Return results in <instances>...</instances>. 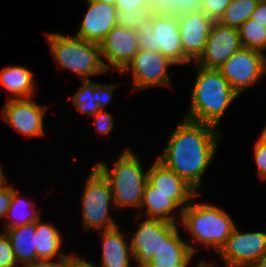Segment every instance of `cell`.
Here are the masks:
<instances>
[{
    "instance_id": "484cf974",
    "label": "cell",
    "mask_w": 266,
    "mask_h": 267,
    "mask_svg": "<svg viewBox=\"0 0 266 267\" xmlns=\"http://www.w3.org/2000/svg\"><path fill=\"white\" fill-rule=\"evenodd\" d=\"M243 48L264 53L266 50V27L251 18L238 28Z\"/></svg>"
},
{
    "instance_id": "e575fe53",
    "label": "cell",
    "mask_w": 266,
    "mask_h": 267,
    "mask_svg": "<svg viewBox=\"0 0 266 267\" xmlns=\"http://www.w3.org/2000/svg\"><path fill=\"white\" fill-rule=\"evenodd\" d=\"M117 85H109V84H98L96 87V98L97 104L100 106L101 109L108 105L110 99L113 96V90Z\"/></svg>"
},
{
    "instance_id": "603a6c76",
    "label": "cell",
    "mask_w": 266,
    "mask_h": 267,
    "mask_svg": "<svg viewBox=\"0 0 266 267\" xmlns=\"http://www.w3.org/2000/svg\"><path fill=\"white\" fill-rule=\"evenodd\" d=\"M40 221V218L36 221L35 230L37 259L52 260L58 256V260H63L67 254L58 255L63 243L60 231L54 225Z\"/></svg>"
},
{
    "instance_id": "4316f807",
    "label": "cell",
    "mask_w": 266,
    "mask_h": 267,
    "mask_svg": "<svg viewBox=\"0 0 266 267\" xmlns=\"http://www.w3.org/2000/svg\"><path fill=\"white\" fill-rule=\"evenodd\" d=\"M98 84L99 82L95 83L90 81V79L83 80V84L80 86L77 93L69 97V99H72L77 111L86 113L91 117L101 110L100 106L97 104L96 98V87Z\"/></svg>"
},
{
    "instance_id": "277c9868",
    "label": "cell",
    "mask_w": 266,
    "mask_h": 267,
    "mask_svg": "<svg viewBox=\"0 0 266 267\" xmlns=\"http://www.w3.org/2000/svg\"><path fill=\"white\" fill-rule=\"evenodd\" d=\"M46 37L60 68L77 73L82 81L89 80L92 75L106 72V62L101 58L100 44L77 36L55 33H48Z\"/></svg>"
},
{
    "instance_id": "8d00e7d4",
    "label": "cell",
    "mask_w": 266,
    "mask_h": 267,
    "mask_svg": "<svg viewBox=\"0 0 266 267\" xmlns=\"http://www.w3.org/2000/svg\"><path fill=\"white\" fill-rule=\"evenodd\" d=\"M115 6L117 10H125V12H135L142 8H150L145 0H117Z\"/></svg>"
},
{
    "instance_id": "ffe728a7",
    "label": "cell",
    "mask_w": 266,
    "mask_h": 267,
    "mask_svg": "<svg viewBox=\"0 0 266 267\" xmlns=\"http://www.w3.org/2000/svg\"><path fill=\"white\" fill-rule=\"evenodd\" d=\"M0 84L10 94L9 100L33 98L36 92L33 72L24 66L5 67L0 74Z\"/></svg>"
},
{
    "instance_id": "f6af8a7d",
    "label": "cell",
    "mask_w": 266,
    "mask_h": 267,
    "mask_svg": "<svg viewBox=\"0 0 266 267\" xmlns=\"http://www.w3.org/2000/svg\"><path fill=\"white\" fill-rule=\"evenodd\" d=\"M260 138L266 142V126H264L263 131L260 134Z\"/></svg>"
},
{
    "instance_id": "cb8c5ba5",
    "label": "cell",
    "mask_w": 266,
    "mask_h": 267,
    "mask_svg": "<svg viewBox=\"0 0 266 267\" xmlns=\"http://www.w3.org/2000/svg\"><path fill=\"white\" fill-rule=\"evenodd\" d=\"M25 201V202H24ZM32 201L27 202L26 200H23L19 196V192L14 189L13 187V197L10 203V206L7 211L6 217L11 219L10 221H6L4 224V228L8 229L11 227H17V226H23V225H28L32 224L35 221H37L40 218V212H36L34 206L31 204ZM27 207L29 209V214L28 212H22L24 207ZM31 206V207H30ZM22 210V211H21ZM13 217V218H12ZM15 219V220H14ZM8 222V223H7Z\"/></svg>"
},
{
    "instance_id": "d6a6232c",
    "label": "cell",
    "mask_w": 266,
    "mask_h": 267,
    "mask_svg": "<svg viewBox=\"0 0 266 267\" xmlns=\"http://www.w3.org/2000/svg\"><path fill=\"white\" fill-rule=\"evenodd\" d=\"M94 117V123L98 133L101 135H106L111 132L114 127V121L111 114L101 109L94 115Z\"/></svg>"
},
{
    "instance_id": "f1b7e54d",
    "label": "cell",
    "mask_w": 266,
    "mask_h": 267,
    "mask_svg": "<svg viewBox=\"0 0 266 267\" xmlns=\"http://www.w3.org/2000/svg\"><path fill=\"white\" fill-rule=\"evenodd\" d=\"M231 0H202V11L214 22L219 21Z\"/></svg>"
},
{
    "instance_id": "4fadbf2b",
    "label": "cell",
    "mask_w": 266,
    "mask_h": 267,
    "mask_svg": "<svg viewBox=\"0 0 266 267\" xmlns=\"http://www.w3.org/2000/svg\"><path fill=\"white\" fill-rule=\"evenodd\" d=\"M32 99H8L3 105L1 116L24 136H43V118L47 107L34 103Z\"/></svg>"
},
{
    "instance_id": "ab89813d",
    "label": "cell",
    "mask_w": 266,
    "mask_h": 267,
    "mask_svg": "<svg viewBox=\"0 0 266 267\" xmlns=\"http://www.w3.org/2000/svg\"><path fill=\"white\" fill-rule=\"evenodd\" d=\"M62 260L52 262V260L38 259L33 262L26 263L22 267H60Z\"/></svg>"
},
{
    "instance_id": "74e56055",
    "label": "cell",
    "mask_w": 266,
    "mask_h": 267,
    "mask_svg": "<svg viewBox=\"0 0 266 267\" xmlns=\"http://www.w3.org/2000/svg\"><path fill=\"white\" fill-rule=\"evenodd\" d=\"M60 267H96L90 261L82 260L81 257L77 258L75 255H67L61 263ZM98 267V266H97Z\"/></svg>"
},
{
    "instance_id": "d6986e66",
    "label": "cell",
    "mask_w": 266,
    "mask_h": 267,
    "mask_svg": "<svg viewBox=\"0 0 266 267\" xmlns=\"http://www.w3.org/2000/svg\"><path fill=\"white\" fill-rule=\"evenodd\" d=\"M183 241L177 231L153 256L147 267H187L196 248Z\"/></svg>"
},
{
    "instance_id": "1f68e13d",
    "label": "cell",
    "mask_w": 266,
    "mask_h": 267,
    "mask_svg": "<svg viewBox=\"0 0 266 267\" xmlns=\"http://www.w3.org/2000/svg\"><path fill=\"white\" fill-rule=\"evenodd\" d=\"M254 146V159L258 168V176L266 180V142L259 137Z\"/></svg>"
},
{
    "instance_id": "30bf717a",
    "label": "cell",
    "mask_w": 266,
    "mask_h": 267,
    "mask_svg": "<svg viewBox=\"0 0 266 267\" xmlns=\"http://www.w3.org/2000/svg\"><path fill=\"white\" fill-rule=\"evenodd\" d=\"M266 252V233H240L235 226L226 243L218 251L226 267H253Z\"/></svg>"
},
{
    "instance_id": "7c38bea8",
    "label": "cell",
    "mask_w": 266,
    "mask_h": 267,
    "mask_svg": "<svg viewBox=\"0 0 266 267\" xmlns=\"http://www.w3.org/2000/svg\"><path fill=\"white\" fill-rule=\"evenodd\" d=\"M242 48L239 30L215 21L204 50L195 62L197 66L203 68L218 69L231 55Z\"/></svg>"
},
{
    "instance_id": "e0dca14e",
    "label": "cell",
    "mask_w": 266,
    "mask_h": 267,
    "mask_svg": "<svg viewBox=\"0 0 266 267\" xmlns=\"http://www.w3.org/2000/svg\"><path fill=\"white\" fill-rule=\"evenodd\" d=\"M196 193H163L155 191L148 182L145 185L140 208H146L147 218H158L178 223L171 214L176 208H181L179 217L182 219V210L192 202Z\"/></svg>"
},
{
    "instance_id": "52a82bcc",
    "label": "cell",
    "mask_w": 266,
    "mask_h": 267,
    "mask_svg": "<svg viewBox=\"0 0 266 267\" xmlns=\"http://www.w3.org/2000/svg\"><path fill=\"white\" fill-rule=\"evenodd\" d=\"M83 194V226L99 231L117 227L110 216V206H114L112 187L108 179L94 165L86 180Z\"/></svg>"
},
{
    "instance_id": "5bb4252c",
    "label": "cell",
    "mask_w": 266,
    "mask_h": 267,
    "mask_svg": "<svg viewBox=\"0 0 266 267\" xmlns=\"http://www.w3.org/2000/svg\"><path fill=\"white\" fill-rule=\"evenodd\" d=\"M137 40L135 30L119 25L113 27L100 43L101 57L110 63H105V70L108 71L112 66L121 73L139 50Z\"/></svg>"
},
{
    "instance_id": "2e32d148",
    "label": "cell",
    "mask_w": 266,
    "mask_h": 267,
    "mask_svg": "<svg viewBox=\"0 0 266 267\" xmlns=\"http://www.w3.org/2000/svg\"><path fill=\"white\" fill-rule=\"evenodd\" d=\"M86 2L88 9L75 36L100 44L108 32L117 25L118 11L116 6L104 2L96 0H86Z\"/></svg>"
},
{
    "instance_id": "ee69618b",
    "label": "cell",
    "mask_w": 266,
    "mask_h": 267,
    "mask_svg": "<svg viewBox=\"0 0 266 267\" xmlns=\"http://www.w3.org/2000/svg\"><path fill=\"white\" fill-rule=\"evenodd\" d=\"M96 1L104 2V3H107V4L115 6L117 0H96Z\"/></svg>"
},
{
    "instance_id": "9c48e42d",
    "label": "cell",
    "mask_w": 266,
    "mask_h": 267,
    "mask_svg": "<svg viewBox=\"0 0 266 267\" xmlns=\"http://www.w3.org/2000/svg\"><path fill=\"white\" fill-rule=\"evenodd\" d=\"M177 231L178 227L176 224L167 220L147 218L141 222L130 240L133 258L139 264L137 266L147 267L155 253Z\"/></svg>"
},
{
    "instance_id": "44dd1931",
    "label": "cell",
    "mask_w": 266,
    "mask_h": 267,
    "mask_svg": "<svg viewBox=\"0 0 266 267\" xmlns=\"http://www.w3.org/2000/svg\"><path fill=\"white\" fill-rule=\"evenodd\" d=\"M36 221L32 224L11 227L3 230L11 243L18 263L23 265L37 259L36 252Z\"/></svg>"
},
{
    "instance_id": "f35d334b",
    "label": "cell",
    "mask_w": 266,
    "mask_h": 267,
    "mask_svg": "<svg viewBox=\"0 0 266 267\" xmlns=\"http://www.w3.org/2000/svg\"><path fill=\"white\" fill-rule=\"evenodd\" d=\"M251 19L266 27V0H260L258 2Z\"/></svg>"
},
{
    "instance_id": "7402d4cb",
    "label": "cell",
    "mask_w": 266,
    "mask_h": 267,
    "mask_svg": "<svg viewBox=\"0 0 266 267\" xmlns=\"http://www.w3.org/2000/svg\"><path fill=\"white\" fill-rule=\"evenodd\" d=\"M148 183L157 192L163 193H196V190L175 172L165 167L157 159L147 170Z\"/></svg>"
},
{
    "instance_id": "8992f818",
    "label": "cell",
    "mask_w": 266,
    "mask_h": 267,
    "mask_svg": "<svg viewBox=\"0 0 266 267\" xmlns=\"http://www.w3.org/2000/svg\"><path fill=\"white\" fill-rule=\"evenodd\" d=\"M136 33L139 49L160 52L174 64L191 61L183 52L177 17L151 13Z\"/></svg>"
},
{
    "instance_id": "d590c367",
    "label": "cell",
    "mask_w": 266,
    "mask_h": 267,
    "mask_svg": "<svg viewBox=\"0 0 266 267\" xmlns=\"http://www.w3.org/2000/svg\"><path fill=\"white\" fill-rule=\"evenodd\" d=\"M13 197V187L5 182L0 187V219L6 217L8 208Z\"/></svg>"
},
{
    "instance_id": "83f0119b",
    "label": "cell",
    "mask_w": 266,
    "mask_h": 267,
    "mask_svg": "<svg viewBox=\"0 0 266 267\" xmlns=\"http://www.w3.org/2000/svg\"><path fill=\"white\" fill-rule=\"evenodd\" d=\"M117 25L137 30L143 20L151 15V8H142L135 12H125V10H117Z\"/></svg>"
},
{
    "instance_id": "836d02e7",
    "label": "cell",
    "mask_w": 266,
    "mask_h": 267,
    "mask_svg": "<svg viewBox=\"0 0 266 267\" xmlns=\"http://www.w3.org/2000/svg\"><path fill=\"white\" fill-rule=\"evenodd\" d=\"M156 15H173V0H145Z\"/></svg>"
},
{
    "instance_id": "d4e9b609",
    "label": "cell",
    "mask_w": 266,
    "mask_h": 267,
    "mask_svg": "<svg viewBox=\"0 0 266 267\" xmlns=\"http://www.w3.org/2000/svg\"><path fill=\"white\" fill-rule=\"evenodd\" d=\"M259 1L260 0H231L218 22L238 29L251 18Z\"/></svg>"
},
{
    "instance_id": "4dcf8cb0",
    "label": "cell",
    "mask_w": 266,
    "mask_h": 267,
    "mask_svg": "<svg viewBox=\"0 0 266 267\" xmlns=\"http://www.w3.org/2000/svg\"><path fill=\"white\" fill-rule=\"evenodd\" d=\"M202 11V0H173V16Z\"/></svg>"
},
{
    "instance_id": "8fae6325",
    "label": "cell",
    "mask_w": 266,
    "mask_h": 267,
    "mask_svg": "<svg viewBox=\"0 0 266 267\" xmlns=\"http://www.w3.org/2000/svg\"><path fill=\"white\" fill-rule=\"evenodd\" d=\"M171 65L175 64L160 52L139 49L121 74L128 69L131 71L135 90L160 85L171 86L167 71Z\"/></svg>"
},
{
    "instance_id": "ac0fdd59",
    "label": "cell",
    "mask_w": 266,
    "mask_h": 267,
    "mask_svg": "<svg viewBox=\"0 0 266 267\" xmlns=\"http://www.w3.org/2000/svg\"><path fill=\"white\" fill-rule=\"evenodd\" d=\"M102 238L101 267H130L133 254L130 244L125 241V236L119 231V226L100 231ZM127 242V243H126ZM132 257V258H131Z\"/></svg>"
},
{
    "instance_id": "f546056e",
    "label": "cell",
    "mask_w": 266,
    "mask_h": 267,
    "mask_svg": "<svg viewBox=\"0 0 266 267\" xmlns=\"http://www.w3.org/2000/svg\"><path fill=\"white\" fill-rule=\"evenodd\" d=\"M17 264L11 243L3 232L0 234V267H17Z\"/></svg>"
},
{
    "instance_id": "5b68a950",
    "label": "cell",
    "mask_w": 266,
    "mask_h": 267,
    "mask_svg": "<svg viewBox=\"0 0 266 267\" xmlns=\"http://www.w3.org/2000/svg\"><path fill=\"white\" fill-rule=\"evenodd\" d=\"M194 201L195 198L182 210V224L193 236V242L199 241L218 253L236 225L219 207L204 202L194 204Z\"/></svg>"
},
{
    "instance_id": "9a60e30c",
    "label": "cell",
    "mask_w": 266,
    "mask_h": 267,
    "mask_svg": "<svg viewBox=\"0 0 266 267\" xmlns=\"http://www.w3.org/2000/svg\"><path fill=\"white\" fill-rule=\"evenodd\" d=\"M184 54L193 62L202 54L214 21L203 11L177 17Z\"/></svg>"
},
{
    "instance_id": "7a4b0ae2",
    "label": "cell",
    "mask_w": 266,
    "mask_h": 267,
    "mask_svg": "<svg viewBox=\"0 0 266 267\" xmlns=\"http://www.w3.org/2000/svg\"><path fill=\"white\" fill-rule=\"evenodd\" d=\"M185 119L218 127L226 109L239 95L218 69L198 66Z\"/></svg>"
},
{
    "instance_id": "7bdbcfd3",
    "label": "cell",
    "mask_w": 266,
    "mask_h": 267,
    "mask_svg": "<svg viewBox=\"0 0 266 267\" xmlns=\"http://www.w3.org/2000/svg\"><path fill=\"white\" fill-rule=\"evenodd\" d=\"M201 262V263H200ZM198 264H197V267H214V265L212 263H206L204 261H200Z\"/></svg>"
},
{
    "instance_id": "b9f144b4",
    "label": "cell",
    "mask_w": 266,
    "mask_h": 267,
    "mask_svg": "<svg viewBox=\"0 0 266 267\" xmlns=\"http://www.w3.org/2000/svg\"><path fill=\"white\" fill-rule=\"evenodd\" d=\"M5 182H8V181L6 180V177H4L3 170H2V166H1V164H0V187H1Z\"/></svg>"
},
{
    "instance_id": "6da1fadb",
    "label": "cell",
    "mask_w": 266,
    "mask_h": 267,
    "mask_svg": "<svg viewBox=\"0 0 266 267\" xmlns=\"http://www.w3.org/2000/svg\"><path fill=\"white\" fill-rule=\"evenodd\" d=\"M218 135L216 126L184 118L157 160L197 190L218 148Z\"/></svg>"
},
{
    "instance_id": "3957f363",
    "label": "cell",
    "mask_w": 266,
    "mask_h": 267,
    "mask_svg": "<svg viewBox=\"0 0 266 267\" xmlns=\"http://www.w3.org/2000/svg\"><path fill=\"white\" fill-rule=\"evenodd\" d=\"M95 166L111 184L115 209L127 206L140 208L148 172H143L140 159L132 151L128 148L124 150L111 171L104 162Z\"/></svg>"
},
{
    "instance_id": "60d3db41",
    "label": "cell",
    "mask_w": 266,
    "mask_h": 267,
    "mask_svg": "<svg viewBox=\"0 0 266 267\" xmlns=\"http://www.w3.org/2000/svg\"><path fill=\"white\" fill-rule=\"evenodd\" d=\"M253 267H266V252L260 257Z\"/></svg>"
},
{
    "instance_id": "ba28073f",
    "label": "cell",
    "mask_w": 266,
    "mask_h": 267,
    "mask_svg": "<svg viewBox=\"0 0 266 267\" xmlns=\"http://www.w3.org/2000/svg\"><path fill=\"white\" fill-rule=\"evenodd\" d=\"M218 70L227 79L231 88L240 95L266 73V54L242 48L231 55Z\"/></svg>"
}]
</instances>
